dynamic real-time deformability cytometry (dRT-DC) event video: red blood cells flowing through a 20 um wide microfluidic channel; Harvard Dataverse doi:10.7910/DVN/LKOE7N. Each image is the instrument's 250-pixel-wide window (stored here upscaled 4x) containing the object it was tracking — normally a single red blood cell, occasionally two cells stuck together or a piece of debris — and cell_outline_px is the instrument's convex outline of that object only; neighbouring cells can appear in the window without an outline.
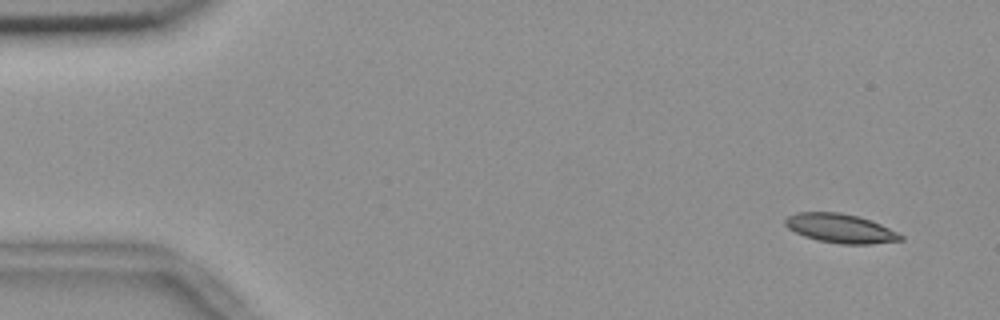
{"species": "common noctule bat (a hibernating species)", "species_latin": "Nyctalus noctula", "temperature_condition": "room temperature", "stored_images_in_passage": 53, "camera_frame_rate_fps": 3000, "um_per_image_px": 0.085, "animal": {"sex": "female", "body_mass_g": 18.4}, "frame": {"image": 1, "passage_image": 1, "time_ms": 0.0, "image_size_px": [1000, 320], "cell_outline_px": [[904, 240], [868, 244], [840, 244], [820, 240], [804, 236], [788, 228], [784, 224], [784, 220], [788, 216], [796, 212], [840, 212], [856, 216], [880, 224], [904, 236]], "centroid_in_image_um": [71.41, 19.41], "position_along_channel_um": 13.6, "area_um2": 19.31}}
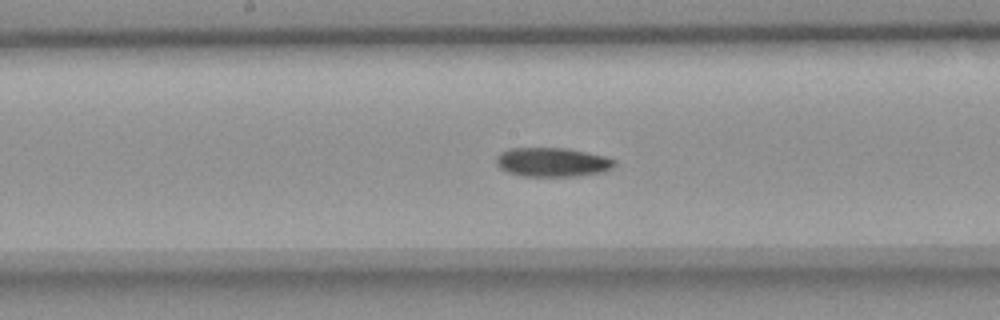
{"frame": {"image": 2, "passage_image": 26, "time_ms": 8.333, "image_size_px": [1000, 320], "cell_outline_px": [[616, 164], [612, 168], [604, 172], [580, 176], [524, 176], [508, 172], [500, 168], [496, 164], [496, 156], [500, 152], [512, 148], [568, 148], [604, 156], [616, 160]], "centroid_in_image_um": [46.97, 13.79], "position_along_channel_um": 201.2, "area_um2": 20.17}}
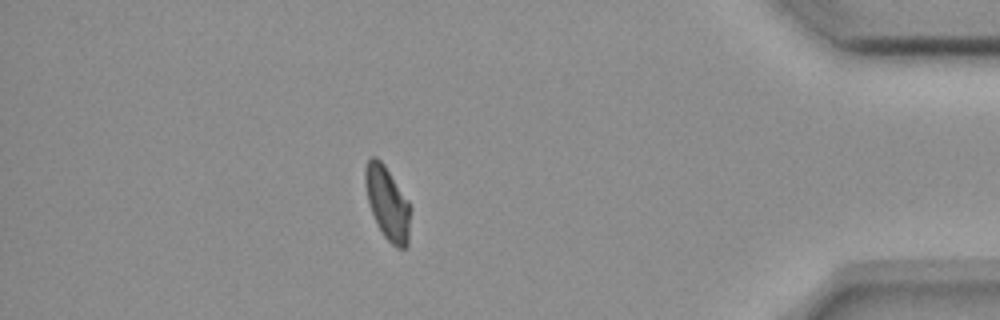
{"frame": {"image": 3, "passage_image": 46, "time_ms": 15.0, "image_size_px": [1000, 320], "cell_outline_px": [[408, 248], [396, 248], [384, 236], [372, 212], [368, 200], [364, 184], [364, 168], [368, 160], [372, 156], [376, 156], [384, 164], [408, 200]], "centroid_in_image_um": [32.9, 17.22], "position_along_channel_um": 402.3, "area_um2": 18.79}, "authors_computed_cell_mechanics": {"area_um2": 19.7676, "velocity_mm_per_s": 3.6521, "shape_relaxation_time_tau1_ms": 6.4964, "shape_relaxation_time_tau2_ms": null, "deformation_change_tau1": 0.15, "deformation_change_tau2": null}}